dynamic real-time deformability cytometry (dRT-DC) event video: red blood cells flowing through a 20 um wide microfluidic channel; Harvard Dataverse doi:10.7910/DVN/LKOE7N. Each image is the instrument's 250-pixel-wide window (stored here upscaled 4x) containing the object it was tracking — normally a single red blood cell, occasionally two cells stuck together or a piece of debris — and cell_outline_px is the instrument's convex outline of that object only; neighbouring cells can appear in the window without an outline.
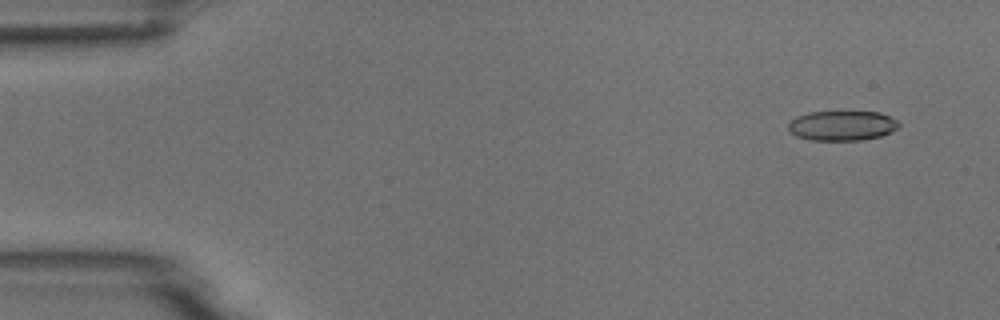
{"species": "common noctule bat (a hibernating species)", "species_latin": "Nyctalus noctula", "temperature_condition": "room temperature", "stored_images_in_passage": 4, "camera_frame_rate_fps": 3000, "um_per_image_px": 0.085, "animal": {"sex": "male", "body_mass_g": 18.8}, "frame": {"image": 1, "passage_image": 1, "time_ms": 0.0, "image_size_px": [1000, 320], "cell_outline_px": [[900, 124], [892, 132], [880, 136], [860, 140], [808, 140], [796, 136], [788, 132], [788, 124], [796, 116], [808, 112], [844, 108], [880, 112], [896, 120]], "centroid_in_image_um": [71.55, 10.62], "position_along_channel_um": 13.5, "area_um2": 20.29}}
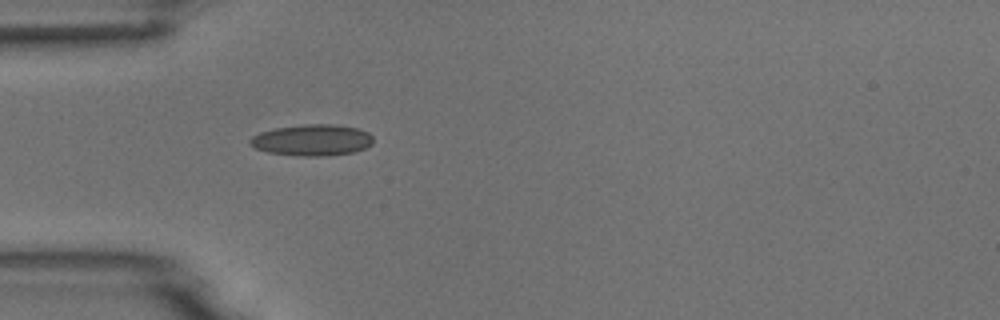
{"frame": {"image": 2, "passage_image": 4, "time_ms": 4.0, "image_size_px": [1000, 320], "cell_outline_px": [[372, 144], [356, 152], [328, 156], [296, 156], [268, 152], [256, 148], [248, 144], [248, 140], [252, 136], [260, 132], [276, 128], [304, 124], [336, 124], [356, 128], [368, 132], [372, 136]], "centroid_in_image_um": [26.52, 11.91], "position_along_channel_um": 58.5, "area_um2": 22.66}}